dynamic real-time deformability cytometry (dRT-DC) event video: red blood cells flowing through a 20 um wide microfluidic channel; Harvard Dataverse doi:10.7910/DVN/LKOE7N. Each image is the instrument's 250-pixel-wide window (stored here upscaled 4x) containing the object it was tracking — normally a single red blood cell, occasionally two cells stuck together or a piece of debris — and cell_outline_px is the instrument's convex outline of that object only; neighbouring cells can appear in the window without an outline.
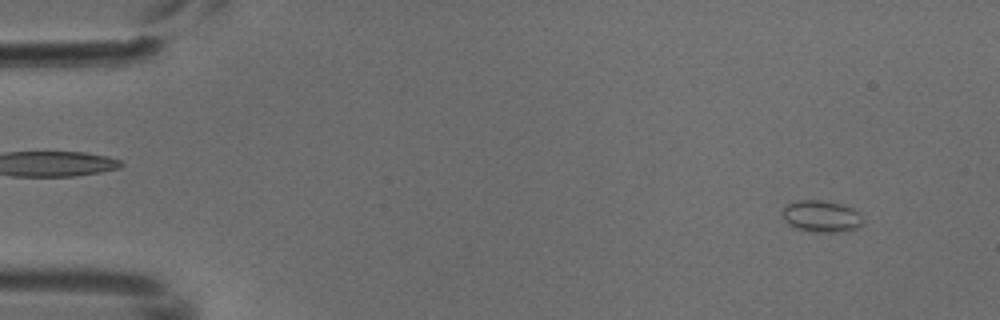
{"species": "common noctule bat (a hibernating species)", "species_latin": "Nyctalus noctula", "temperature_condition": "cold", "stored_images_in_passage": 4, "camera_frame_rate_fps": 3000, "um_per_image_px": 0.085, "animal": {"sex": "male", "body_mass_g": 18.8}, "frame": {"image": 1, "passage_image": 1, "time_ms": 0.0, "image_size_px": [1000, 320], "cell_outline_px": [[864, 224], [860, 228], [844, 232], [812, 232], [796, 228], [788, 224], [784, 220], [784, 208], [788, 204], [796, 200], [820, 200], [840, 204], [852, 208], [864, 220]], "centroid_in_image_um": [69.85, 18.41], "position_along_channel_um": 15.1, "area_um2": 14.91}}